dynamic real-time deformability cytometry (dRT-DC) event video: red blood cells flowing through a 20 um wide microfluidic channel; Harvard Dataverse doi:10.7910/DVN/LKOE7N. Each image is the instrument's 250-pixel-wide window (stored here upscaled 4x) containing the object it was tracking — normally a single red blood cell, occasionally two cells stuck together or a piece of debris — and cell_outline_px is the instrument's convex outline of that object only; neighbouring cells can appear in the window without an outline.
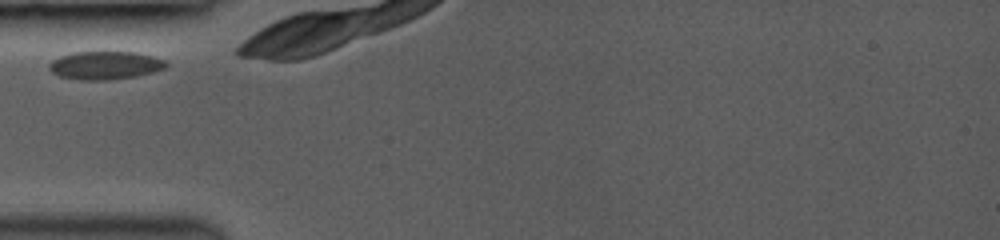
{"species": "common noctule bat (a hibernating species)", "species_latin": "Nyctalus noctula", "temperature_condition": "room temperature", "stored_images_in_passage": 6, "camera_frame_rate_fps": 3000, "um_per_image_px": 0.085, "animal": {"sex": "female", "body_mass_g": 19.0, "forearm_length_mm": 53.3}, "frame": {"image": 1, "passage_image": 1, "time_ms": 0.0, "image_size_px": [1000, 240], "cell_outline_px": [[168, 64], [164, 68], [152, 72], [136, 76], [108, 80], [80, 80], [60, 76], [52, 72], [48, 68], [48, 64], [52, 60], [60, 56], [72, 52], [136, 52], [152, 56], [164, 60]], "centroid_in_image_um": [8.9, 5.55], "position_along_channel_um": 76.1, "area_um2": 19.13}}